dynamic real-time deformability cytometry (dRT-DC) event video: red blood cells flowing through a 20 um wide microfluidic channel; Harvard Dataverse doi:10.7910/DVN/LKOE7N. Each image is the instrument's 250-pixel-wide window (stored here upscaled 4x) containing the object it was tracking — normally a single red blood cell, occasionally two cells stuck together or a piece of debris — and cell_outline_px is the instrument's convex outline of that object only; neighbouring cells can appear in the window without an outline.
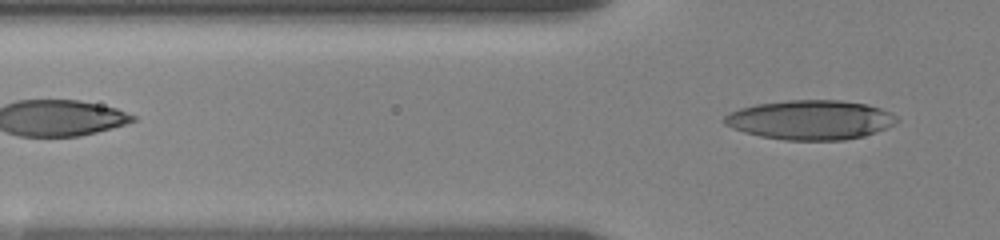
{"species": "human", "species_latin": "Homo sapiens", "temperature_condition": "room temperature", "stored_images_in_passage": 3, "segment_of_instrument_passage": [2, 2], "camera_frame_rate_fps": 3000, "um_per_image_px": 0.085, "donor": {"sex": "female"}, "frame": {"image": 1, "passage_image": 3, "time_ms": 1.333, "image_size_px": [1000, 240], "cell_outline_px": [[900, 120], [896, 124], [876, 132], [864, 136], [844, 140], [784, 140], [760, 136], [744, 132], [732, 128], [724, 124], [720, 120], [728, 112], [740, 108], [756, 104], [788, 100], [840, 100], [868, 104], [880, 108], [896, 116]], "centroid_in_image_um": [68.86, 10.19], "position_along_channel_um": 56.9, "area_um2": 39.94}}